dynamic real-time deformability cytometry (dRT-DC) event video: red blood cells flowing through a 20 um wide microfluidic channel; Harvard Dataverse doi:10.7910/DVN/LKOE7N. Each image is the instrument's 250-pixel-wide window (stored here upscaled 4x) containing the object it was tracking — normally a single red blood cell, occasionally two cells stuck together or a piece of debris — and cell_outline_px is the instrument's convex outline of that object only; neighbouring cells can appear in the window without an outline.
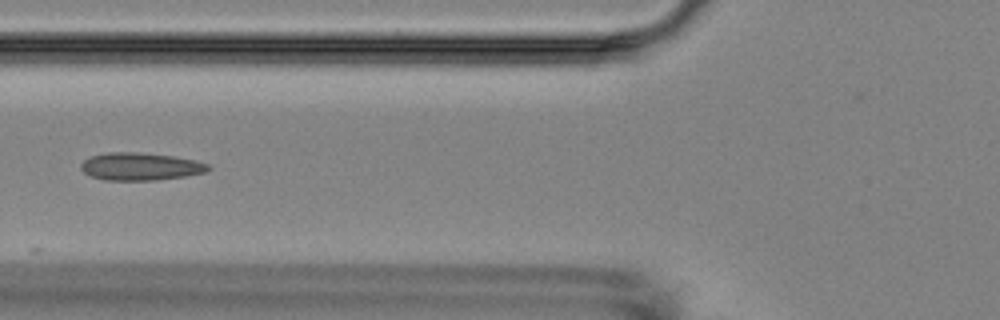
{"species": "Egyptian fruit bat (a non-hibernating species)", "species_latin": "Rousettus aegyptiacus", "temperature_condition": "room temperature", "stored_images_in_passage": 4, "camera_frame_rate_fps": 3000, "um_per_image_px": 0.085, "animal": {"sex": "female"}, "frame": {"image": 1, "passage_image": 4, "time_ms": 4.333, "image_size_px": [1000, 320], "cell_outline_px": [[212, 168], [204, 172], [184, 176], [156, 180], [104, 180], [92, 176], [84, 172], [80, 168], [80, 164], [84, 160], [92, 156], [108, 152], [136, 152], [172, 156], [196, 160], [208, 164]], "centroid_in_image_um": [11.93, 14.15], "position_along_channel_um": 113.9, "area_um2": 20.35}}